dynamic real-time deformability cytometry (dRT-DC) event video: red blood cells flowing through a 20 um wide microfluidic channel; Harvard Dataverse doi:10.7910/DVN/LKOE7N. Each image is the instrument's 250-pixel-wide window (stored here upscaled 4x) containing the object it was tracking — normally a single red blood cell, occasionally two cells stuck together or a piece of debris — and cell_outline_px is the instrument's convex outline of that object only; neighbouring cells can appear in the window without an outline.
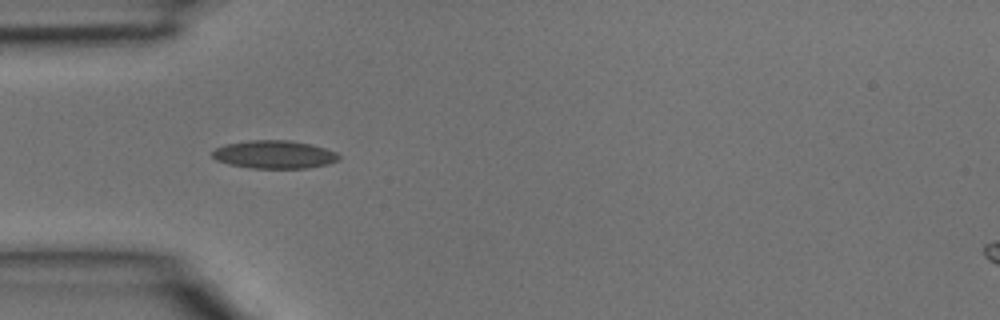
{"species": "common noctule bat (a hibernating species)", "species_latin": "Nyctalus noctula", "temperature_condition": "room temperature", "stored_images_in_passage": 40, "camera_frame_rate_fps": 3000, "um_per_image_px": 0.085, "animal": {"sex": "male", "body_mass_g": 15.6}, "frame": {"image": 1, "passage_image": 12, "time_ms": 3.667, "image_size_px": [1000, 320], "cell_outline_px": [[340, 160], [328, 164], [308, 168], [252, 168], [228, 164], [216, 160], [212, 156], [212, 152], [216, 148], [224, 144], [248, 140], [288, 140], [312, 144], [336, 152], [340, 156]], "centroid_in_image_um": [23.32, 13.13], "position_along_channel_um": 61.7, "area_um2": 20.81}}